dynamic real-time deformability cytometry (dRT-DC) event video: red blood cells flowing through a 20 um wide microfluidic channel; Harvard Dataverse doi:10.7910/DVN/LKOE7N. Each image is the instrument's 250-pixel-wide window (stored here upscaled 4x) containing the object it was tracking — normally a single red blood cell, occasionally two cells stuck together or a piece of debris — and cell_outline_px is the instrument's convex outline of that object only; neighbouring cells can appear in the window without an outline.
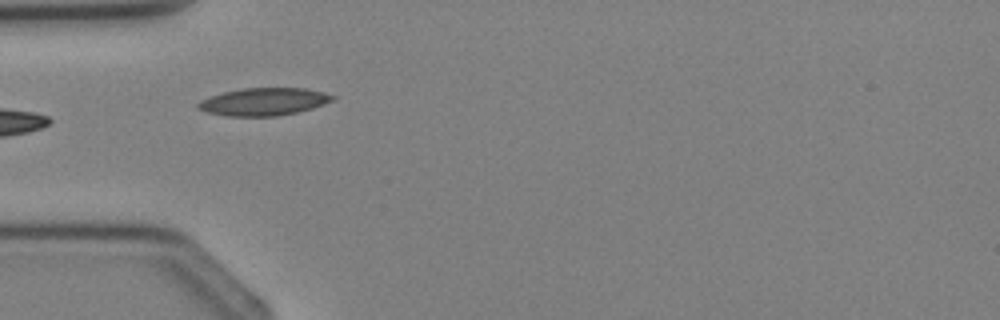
{"species": "Egyptian fruit bat (a non-hibernating species)", "species_latin": "Rousettus aegyptiacus", "temperature_condition": "cold", "stored_images_in_passage": 3, "camera_frame_rate_fps": 3000, "um_per_image_px": 0.085, "animal": {"sex": "female"}, "frame": {"image": 1, "passage_image": 2, "time_ms": 1.333, "image_size_px": [1000, 320], "cell_outline_px": [[336, 100], [312, 108], [296, 112], [276, 116], [228, 116], [208, 112], [196, 108], [196, 104], [200, 100], [224, 92], [244, 88], [304, 88], [324, 92], [336, 96]], "centroid_in_image_um": [22.45, 8.64], "position_along_channel_um": 62.6, "area_um2": 21.56}}
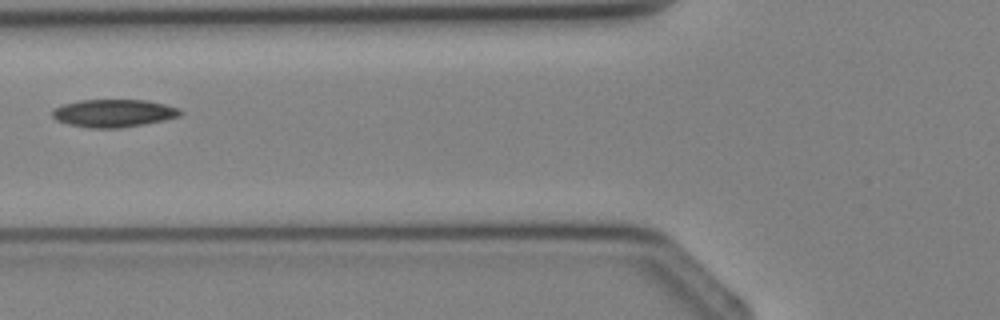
{"frame": {"image": 2, "passage_image": 3, "time_ms": 2.333, "image_size_px": [1000, 320], "cell_outline_px": [[184, 112], [180, 116], [164, 120], [144, 124], [120, 128], [88, 128], [68, 124], [56, 120], [52, 116], [52, 108], [64, 104], [80, 100], [148, 100], [180, 108]], "centroid_in_image_um": [9.66, 9.62], "position_along_channel_um": 116.1, "area_um2": 20.87}}